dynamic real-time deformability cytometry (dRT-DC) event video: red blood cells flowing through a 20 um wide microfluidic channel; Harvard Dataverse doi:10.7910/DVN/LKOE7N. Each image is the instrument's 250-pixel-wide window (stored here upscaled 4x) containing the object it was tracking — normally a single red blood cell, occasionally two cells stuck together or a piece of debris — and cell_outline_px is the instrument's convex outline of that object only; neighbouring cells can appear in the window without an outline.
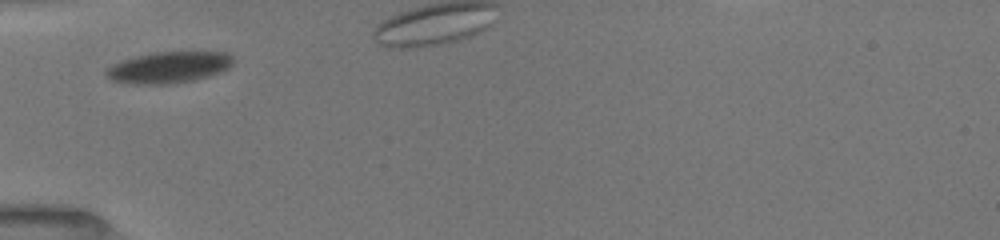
{"species": "common noctule bat (a hibernating species)", "species_latin": "Nyctalus noctula", "temperature_condition": "room temperature", "stored_images_in_passage": 12, "camera_frame_rate_fps": 3000, "um_per_image_px": 0.085, "animal": {"sex": "female", "body_mass_g": 19.5, "forearm_length_mm": 54.1}, "frame": {"image": 1, "passage_image": 1, "time_ms": 0.0, "image_size_px": [1000, 240], "cell_outline_px": [[236, 60], [228, 68], [220, 72], [208, 76], [176, 84], [136, 84], [112, 80], [104, 72], [112, 64], [136, 56], [156, 52], [224, 52], [232, 56]], "centroid_in_image_um": [14.38, 5.73], "position_along_channel_um": 70.6, "area_um2": 23.06}}
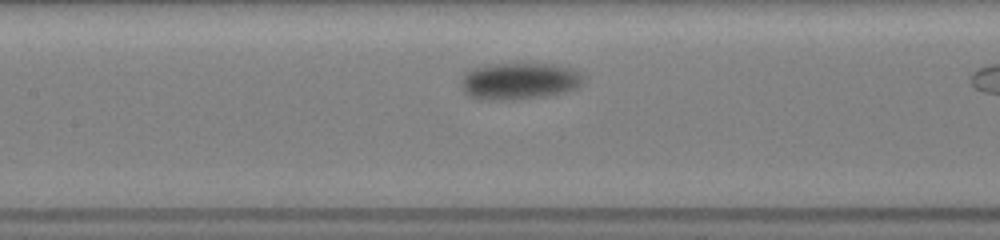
{"frame": {"image": 2, "passage_image": 10, "time_ms": 2.667, "image_size_px": [1000, 240], "cell_outline_px": [[580, 84], [576, 88], [564, 92], [544, 96], [516, 100], [492, 100], [468, 96], [464, 92], [460, 84], [460, 80], [468, 72], [476, 68], [496, 64], [556, 64], [572, 68], [580, 76]], "centroid_in_image_um": [44.1, 6.91], "position_along_channel_um": 163.3, "area_um2": 25.78}}